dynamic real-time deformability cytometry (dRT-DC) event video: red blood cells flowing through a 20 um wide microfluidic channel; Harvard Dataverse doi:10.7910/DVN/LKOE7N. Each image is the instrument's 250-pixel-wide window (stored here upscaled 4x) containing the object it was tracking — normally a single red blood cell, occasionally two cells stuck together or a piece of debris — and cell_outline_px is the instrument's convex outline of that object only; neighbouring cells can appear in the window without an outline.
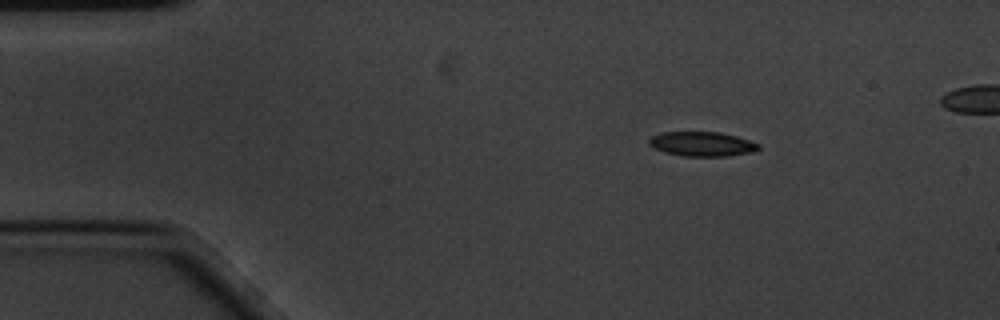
{"species": "common noctule bat (a hibernating species)", "species_latin": "Nyctalus noctula", "temperature_condition": "cold", "stored_images_in_passage": 5, "camera_frame_rate_fps": 3000, "um_per_image_px": 0.085, "animal": {"sex": "male", "body_mass_g": 20.1, "forearm_length_mm": 53.5}, "frame": {"image": 1, "passage_image": 2, "time_ms": 0.333, "image_size_px": [1000, 320], "cell_outline_px": [[760, 148], [752, 152], [728, 156], [684, 156], [664, 152], [648, 144], [648, 140], [652, 136], [664, 132], [720, 132], [736, 136], [760, 144]], "centroid_in_image_um": [59.68, 12.24], "position_along_channel_um": 25.3, "area_um2": 15.55}}